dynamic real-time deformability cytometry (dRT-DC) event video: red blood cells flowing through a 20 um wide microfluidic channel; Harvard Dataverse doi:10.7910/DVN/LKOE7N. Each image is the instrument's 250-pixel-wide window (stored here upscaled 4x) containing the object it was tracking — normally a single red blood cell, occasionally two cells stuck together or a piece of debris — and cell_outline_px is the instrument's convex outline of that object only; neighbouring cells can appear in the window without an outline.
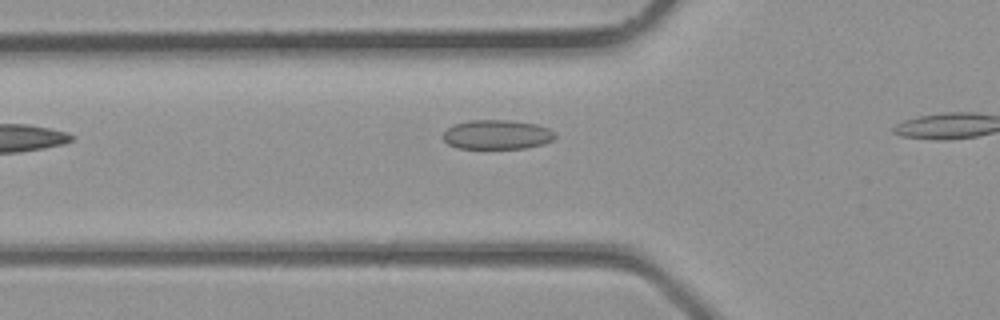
{"species": "common noctule bat (a hibernating species)", "species_latin": "Nyctalus noctula", "temperature_condition": "room temperature", "stored_images_in_passage": 6, "camera_frame_rate_fps": 3000, "um_per_image_px": 0.085, "animal": {"sex": "male", "body_mass_g": 23.1, "forearm_length_mm": 52.7}, "frame": {"image": 1, "passage_image": 3, "time_ms": 0.667, "image_size_px": [1000, 320], "cell_outline_px": [[556, 136], [552, 140], [544, 144], [524, 148], [456, 148], [448, 144], [440, 136], [452, 124], [472, 120], [508, 120], [536, 124], [548, 128], [556, 132]], "centroid_in_image_um": [42.23, 11.44], "position_along_channel_um": 83.6, "area_um2": 19.31}}
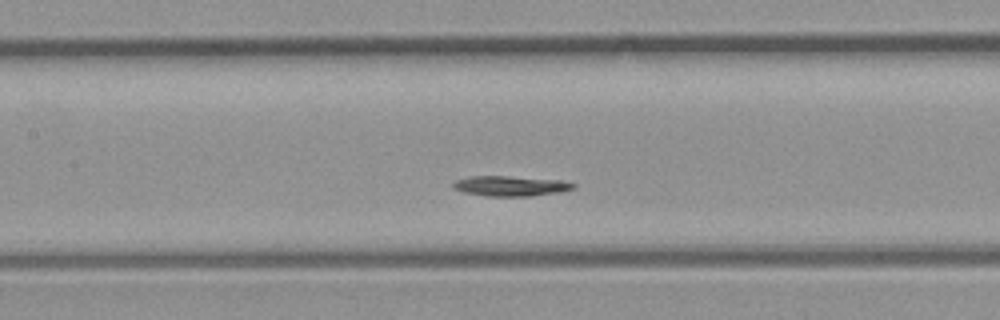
{"frame": {"image": 2, "passage_image": 6, "time_ms": 1.667, "image_size_px": [1000, 320], "cell_outline_px": [[576, 188], [560, 192], [528, 196], [488, 196], [464, 192], [452, 188], [452, 184], [456, 180], [468, 176], [508, 176], [560, 180], [576, 184]], "centroid_in_image_um": [43.39, 15.8], "position_along_channel_um": 164.0, "area_um2": 14.1}}